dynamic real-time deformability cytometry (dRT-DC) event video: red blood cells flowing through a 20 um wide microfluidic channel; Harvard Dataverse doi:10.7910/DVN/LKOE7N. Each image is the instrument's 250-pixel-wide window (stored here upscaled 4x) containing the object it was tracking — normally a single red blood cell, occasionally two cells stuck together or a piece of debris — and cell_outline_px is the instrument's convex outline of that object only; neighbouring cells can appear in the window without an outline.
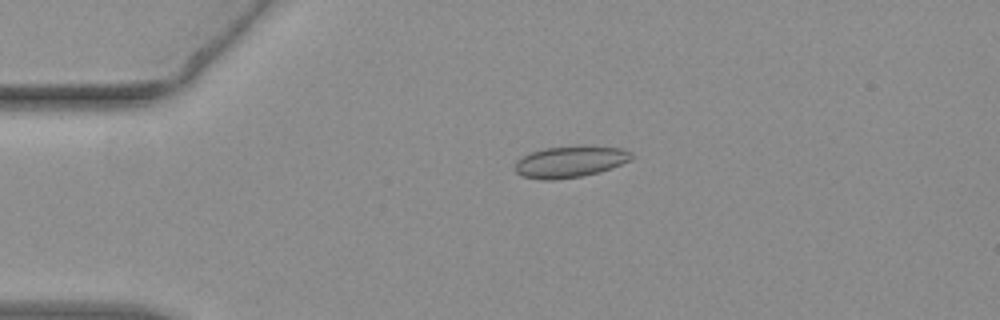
{"species": "common noctule bat (a hibernating species)", "species_latin": "Nyctalus noctula", "temperature_condition": "warm", "stored_images_in_passage": 47, "camera_frame_rate_fps": 3000, "um_per_image_px": 0.085, "animal": {"sex": "female", "body_mass_g": 19.3, "forearm_length_mm": 54.1}, "frame": {"image": 1, "passage_image": 5, "time_ms": 1.333, "image_size_px": [1000, 320], "cell_outline_px": [[636, 156], [632, 160], [612, 168], [600, 172], [580, 176], [552, 180], [540, 180], [524, 176], [516, 172], [512, 168], [516, 160], [528, 152], [544, 148], [580, 144], [584, 144], [624, 148]], "centroid_in_image_um": [48.48, 13.71], "position_along_channel_um": 36.5, "area_um2": 22.2}}
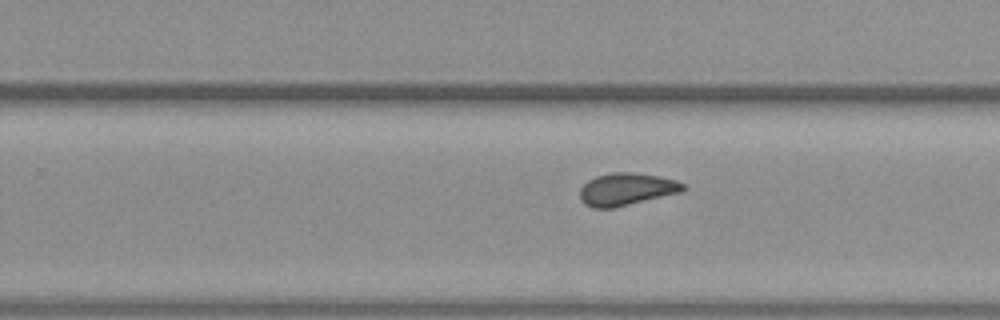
{"frame": {"image": 2, "passage_image": 27, "time_ms": 8.667, "image_size_px": [1000, 320], "cell_outline_px": [[688, 188], [680, 192], [612, 208], [592, 208], [584, 204], [580, 200], [580, 188], [588, 180], [596, 176], [612, 172], [632, 172], [660, 176], [676, 180], [684, 184]], "centroid_in_image_um": [53.23, 16.07], "position_along_channel_um": 276.6, "area_um2": 19.48}}
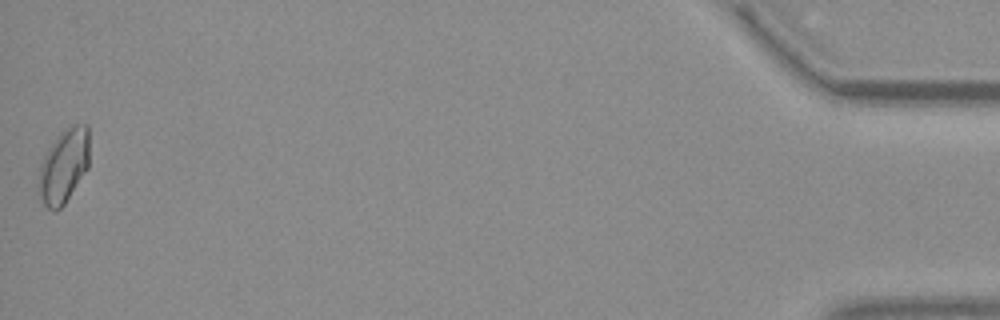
{"frame": {"image": 3, "passage_image": 47, "time_ms": 15.333, "image_size_px": [1000, 320], "cell_outline_px": [[88, 168], [64, 204], [60, 208], [52, 212], [44, 204], [40, 192], [40, 164], [48, 148], [56, 136], [60, 132], [72, 124], [88, 124]], "centroid_in_image_um": [5.44, 14.07], "position_along_channel_um": 429.8, "area_um2": 21.56}, "authors_computed_cell_mechanics": {"area_um2": 19.5364, "velocity_mm_per_s": 3.7896, "shape_relaxation_time_tau1_ms": null, "shape_relaxation_time_tau2_ms": 2.2376, "deformation_change_tau1": null, "deformation_change_tau2": 0.0721}}